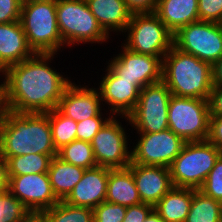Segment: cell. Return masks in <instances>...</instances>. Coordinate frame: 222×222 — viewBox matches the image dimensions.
Returning a JSON list of instances; mask_svg holds the SVG:
<instances>
[{"label": "cell", "instance_id": "1", "mask_svg": "<svg viewBox=\"0 0 222 222\" xmlns=\"http://www.w3.org/2000/svg\"><path fill=\"white\" fill-rule=\"evenodd\" d=\"M53 56L35 53L2 72L3 108L16 113H48L57 108L72 82L49 67L48 61Z\"/></svg>", "mask_w": 222, "mask_h": 222}, {"label": "cell", "instance_id": "2", "mask_svg": "<svg viewBox=\"0 0 222 222\" xmlns=\"http://www.w3.org/2000/svg\"><path fill=\"white\" fill-rule=\"evenodd\" d=\"M57 156L48 113H16L2 108L0 115V156L26 154Z\"/></svg>", "mask_w": 222, "mask_h": 222}, {"label": "cell", "instance_id": "3", "mask_svg": "<svg viewBox=\"0 0 222 222\" xmlns=\"http://www.w3.org/2000/svg\"><path fill=\"white\" fill-rule=\"evenodd\" d=\"M162 81L174 96L208 99L213 88L212 65L173 46L162 59Z\"/></svg>", "mask_w": 222, "mask_h": 222}, {"label": "cell", "instance_id": "4", "mask_svg": "<svg viewBox=\"0 0 222 222\" xmlns=\"http://www.w3.org/2000/svg\"><path fill=\"white\" fill-rule=\"evenodd\" d=\"M20 22L34 53L55 54L64 45L56 16V0H23Z\"/></svg>", "mask_w": 222, "mask_h": 222}, {"label": "cell", "instance_id": "5", "mask_svg": "<svg viewBox=\"0 0 222 222\" xmlns=\"http://www.w3.org/2000/svg\"><path fill=\"white\" fill-rule=\"evenodd\" d=\"M221 154L209 140L186 142L169 166L173 186L199 190Z\"/></svg>", "mask_w": 222, "mask_h": 222}, {"label": "cell", "instance_id": "6", "mask_svg": "<svg viewBox=\"0 0 222 222\" xmlns=\"http://www.w3.org/2000/svg\"><path fill=\"white\" fill-rule=\"evenodd\" d=\"M56 16L64 45L102 43L109 38L85 0H56Z\"/></svg>", "mask_w": 222, "mask_h": 222}, {"label": "cell", "instance_id": "7", "mask_svg": "<svg viewBox=\"0 0 222 222\" xmlns=\"http://www.w3.org/2000/svg\"><path fill=\"white\" fill-rule=\"evenodd\" d=\"M128 31V32H127ZM124 47L132 52L163 57L173 47V33L154 13H133Z\"/></svg>", "mask_w": 222, "mask_h": 222}, {"label": "cell", "instance_id": "8", "mask_svg": "<svg viewBox=\"0 0 222 222\" xmlns=\"http://www.w3.org/2000/svg\"><path fill=\"white\" fill-rule=\"evenodd\" d=\"M168 125L185 142L204 141L209 137L208 99L172 95L168 106Z\"/></svg>", "mask_w": 222, "mask_h": 222}, {"label": "cell", "instance_id": "9", "mask_svg": "<svg viewBox=\"0 0 222 222\" xmlns=\"http://www.w3.org/2000/svg\"><path fill=\"white\" fill-rule=\"evenodd\" d=\"M172 96L168 86L161 80L140 90L138 103L124 119L137 129V133H155L169 128L168 106Z\"/></svg>", "mask_w": 222, "mask_h": 222}, {"label": "cell", "instance_id": "10", "mask_svg": "<svg viewBox=\"0 0 222 222\" xmlns=\"http://www.w3.org/2000/svg\"><path fill=\"white\" fill-rule=\"evenodd\" d=\"M173 46L213 66L222 57V24L190 23L173 35Z\"/></svg>", "mask_w": 222, "mask_h": 222}, {"label": "cell", "instance_id": "11", "mask_svg": "<svg viewBox=\"0 0 222 222\" xmlns=\"http://www.w3.org/2000/svg\"><path fill=\"white\" fill-rule=\"evenodd\" d=\"M91 145L97 166L116 169L131 163L125 130L113 115L94 136Z\"/></svg>", "mask_w": 222, "mask_h": 222}, {"label": "cell", "instance_id": "12", "mask_svg": "<svg viewBox=\"0 0 222 222\" xmlns=\"http://www.w3.org/2000/svg\"><path fill=\"white\" fill-rule=\"evenodd\" d=\"M140 139L131 150V162L168 167L181 152L185 141L169 128L155 133H138Z\"/></svg>", "mask_w": 222, "mask_h": 222}, {"label": "cell", "instance_id": "13", "mask_svg": "<svg viewBox=\"0 0 222 222\" xmlns=\"http://www.w3.org/2000/svg\"><path fill=\"white\" fill-rule=\"evenodd\" d=\"M123 51L111 60L108 67L121 79L133 81L142 90L162 80V58L139 54L122 47Z\"/></svg>", "mask_w": 222, "mask_h": 222}, {"label": "cell", "instance_id": "14", "mask_svg": "<svg viewBox=\"0 0 222 222\" xmlns=\"http://www.w3.org/2000/svg\"><path fill=\"white\" fill-rule=\"evenodd\" d=\"M8 190L32 214H40L59 202L52 190L48 173L9 176Z\"/></svg>", "mask_w": 222, "mask_h": 222}, {"label": "cell", "instance_id": "15", "mask_svg": "<svg viewBox=\"0 0 222 222\" xmlns=\"http://www.w3.org/2000/svg\"><path fill=\"white\" fill-rule=\"evenodd\" d=\"M98 91L101 101L111 106V113L128 116L138 103L140 89L131 80L121 79L108 66Z\"/></svg>", "mask_w": 222, "mask_h": 222}, {"label": "cell", "instance_id": "16", "mask_svg": "<svg viewBox=\"0 0 222 222\" xmlns=\"http://www.w3.org/2000/svg\"><path fill=\"white\" fill-rule=\"evenodd\" d=\"M136 188L142 203L152 205L173 187L168 167L130 163Z\"/></svg>", "mask_w": 222, "mask_h": 222}, {"label": "cell", "instance_id": "17", "mask_svg": "<svg viewBox=\"0 0 222 222\" xmlns=\"http://www.w3.org/2000/svg\"><path fill=\"white\" fill-rule=\"evenodd\" d=\"M79 87L71 83L64 91L57 110L76 122L97 116L101 109V97L95 88Z\"/></svg>", "mask_w": 222, "mask_h": 222}, {"label": "cell", "instance_id": "18", "mask_svg": "<svg viewBox=\"0 0 222 222\" xmlns=\"http://www.w3.org/2000/svg\"><path fill=\"white\" fill-rule=\"evenodd\" d=\"M109 168L86 169L81 180L64 200L74 206L93 209L106 200Z\"/></svg>", "mask_w": 222, "mask_h": 222}, {"label": "cell", "instance_id": "19", "mask_svg": "<svg viewBox=\"0 0 222 222\" xmlns=\"http://www.w3.org/2000/svg\"><path fill=\"white\" fill-rule=\"evenodd\" d=\"M35 53L28 44L19 21L0 24V72L30 58Z\"/></svg>", "mask_w": 222, "mask_h": 222}, {"label": "cell", "instance_id": "20", "mask_svg": "<svg viewBox=\"0 0 222 222\" xmlns=\"http://www.w3.org/2000/svg\"><path fill=\"white\" fill-rule=\"evenodd\" d=\"M102 29L125 32L132 16L125 0H85Z\"/></svg>", "mask_w": 222, "mask_h": 222}, {"label": "cell", "instance_id": "21", "mask_svg": "<svg viewBox=\"0 0 222 222\" xmlns=\"http://www.w3.org/2000/svg\"><path fill=\"white\" fill-rule=\"evenodd\" d=\"M154 13L175 34L180 28L199 21L198 0H158Z\"/></svg>", "mask_w": 222, "mask_h": 222}, {"label": "cell", "instance_id": "22", "mask_svg": "<svg viewBox=\"0 0 222 222\" xmlns=\"http://www.w3.org/2000/svg\"><path fill=\"white\" fill-rule=\"evenodd\" d=\"M105 201L125 207L142 203L133 174L128 167L116 169L109 168Z\"/></svg>", "mask_w": 222, "mask_h": 222}, {"label": "cell", "instance_id": "23", "mask_svg": "<svg viewBox=\"0 0 222 222\" xmlns=\"http://www.w3.org/2000/svg\"><path fill=\"white\" fill-rule=\"evenodd\" d=\"M196 189L172 187L154 206L165 222H185Z\"/></svg>", "mask_w": 222, "mask_h": 222}, {"label": "cell", "instance_id": "24", "mask_svg": "<svg viewBox=\"0 0 222 222\" xmlns=\"http://www.w3.org/2000/svg\"><path fill=\"white\" fill-rule=\"evenodd\" d=\"M86 169L64 162L59 157L52 158L48 176L52 190L59 201H63L81 180Z\"/></svg>", "mask_w": 222, "mask_h": 222}, {"label": "cell", "instance_id": "25", "mask_svg": "<svg viewBox=\"0 0 222 222\" xmlns=\"http://www.w3.org/2000/svg\"><path fill=\"white\" fill-rule=\"evenodd\" d=\"M185 222H222V202L195 190Z\"/></svg>", "mask_w": 222, "mask_h": 222}, {"label": "cell", "instance_id": "26", "mask_svg": "<svg viewBox=\"0 0 222 222\" xmlns=\"http://www.w3.org/2000/svg\"><path fill=\"white\" fill-rule=\"evenodd\" d=\"M47 154H26L7 159L9 176L48 173L52 158Z\"/></svg>", "mask_w": 222, "mask_h": 222}, {"label": "cell", "instance_id": "27", "mask_svg": "<svg viewBox=\"0 0 222 222\" xmlns=\"http://www.w3.org/2000/svg\"><path fill=\"white\" fill-rule=\"evenodd\" d=\"M40 215L46 222H94L93 209L59 201Z\"/></svg>", "mask_w": 222, "mask_h": 222}, {"label": "cell", "instance_id": "28", "mask_svg": "<svg viewBox=\"0 0 222 222\" xmlns=\"http://www.w3.org/2000/svg\"><path fill=\"white\" fill-rule=\"evenodd\" d=\"M57 157L64 162L91 169L97 166L94 159L92 145L82 140H73L57 150Z\"/></svg>", "mask_w": 222, "mask_h": 222}, {"label": "cell", "instance_id": "29", "mask_svg": "<svg viewBox=\"0 0 222 222\" xmlns=\"http://www.w3.org/2000/svg\"><path fill=\"white\" fill-rule=\"evenodd\" d=\"M51 135L56 150L76 140L77 122L67 118L57 109L48 112Z\"/></svg>", "mask_w": 222, "mask_h": 222}, {"label": "cell", "instance_id": "30", "mask_svg": "<svg viewBox=\"0 0 222 222\" xmlns=\"http://www.w3.org/2000/svg\"><path fill=\"white\" fill-rule=\"evenodd\" d=\"M32 213L9 190L0 193V222H24Z\"/></svg>", "mask_w": 222, "mask_h": 222}, {"label": "cell", "instance_id": "31", "mask_svg": "<svg viewBox=\"0 0 222 222\" xmlns=\"http://www.w3.org/2000/svg\"><path fill=\"white\" fill-rule=\"evenodd\" d=\"M199 190L206 196L222 202V154L215 161L214 167Z\"/></svg>", "mask_w": 222, "mask_h": 222}, {"label": "cell", "instance_id": "32", "mask_svg": "<svg viewBox=\"0 0 222 222\" xmlns=\"http://www.w3.org/2000/svg\"><path fill=\"white\" fill-rule=\"evenodd\" d=\"M127 207L119 204L102 202L93 208L94 222H122L125 218Z\"/></svg>", "mask_w": 222, "mask_h": 222}, {"label": "cell", "instance_id": "33", "mask_svg": "<svg viewBox=\"0 0 222 222\" xmlns=\"http://www.w3.org/2000/svg\"><path fill=\"white\" fill-rule=\"evenodd\" d=\"M102 112L97 116L88 118L77 122L76 128V140H82L91 143L97 132L104 126V124L111 118V114L108 118L101 117Z\"/></svg>", "mask_w": 222, "mask_h": 222}, {"label": "cell", "instance_id": "34", "mask_svg": "<svg viewBox=\"0 0 222 222\" xmlns=\"http://www.w3.org/2000/svg\"><path fill=\"white\" fill-rule=\"evenodd\" d=\"M200 21L222 24V0H198Z\"/></svg>", "mask_w": 222, "mask_h": 222}, {"label": "cell", "instance_id": "35", "mask_svg": "<svg viewBox=\"0 0 222 222\" xmlns=\"http://www.w3.org/2000/svg\"><path fill=\"white\" fill-rule=\"evenodd\" d=\"M23 0H0V24L20 20Z\"/></svg>", "mask_w": 222, "mask_h": 222}, {"label": "cell", "instance_id": "36", "mask_svg": "<svg viewBox=\"0 0 222 222\" xmlns=\"http://www.w3.org/2000/svg\"><path fill=\"white\" fill-rule=\"evenodd\" d=\"M154 209L152 205L140 203L127 207L125 218L122 222H144L149 213Z\"/></svg>", "mask_w": 222, "mask_h": 222}, {"label": "cell", "instance_id": "37", "mask_svg": "<svg viewBox=\"0 0 222 222\" xmlns=\"http://www.w3.org/2000/svg\"><path fill=\"white\" fill-rule=\"evenodd\" d=\"M208 140L222 151V116H210Z\"/></svg>", "mask_w": 222, "mask_h": 222}, {"label": "cell", "instance_id": "38", "mask_svg": "<svg viewBox=\"0 0 222 222\" xmlns=\"http://www.w3.org/2000/svg\"><path fill=\"white\" fill-rule=\"evenodd\" d=\"M208 103L210 116H222V86H213Z\"/></svg>", "mask_w": 222, "mask_h": 222}, {"label": "cell", "instance_id": "39", "mask_svg": "<svg viewBox=\"0 0 222 222\" xmlns=\"http://www.w3.org/2000/svg\"><path fill=\"white\" fill-rule=\"evenodd\" d=\"M158 0H125L132 13L155 12Z\"/></svg>", "mask_w": 222, "mask_h": 222}, {"label": "cell", "instance_id": "40", "mask_svg": "<svg viewBox=\"0 0 222 222\" xmlns=\"http://www.w3.org/2000/svg\"><path fill=\"white\" fill-rule=\"evenodd\" d=\"M9 179L7 160L0 156V193L8 190Z\"/></svg>", "mask_w": 222, "mask_h": 222}, {"label": "cell", "instance_id": "41", "mask_svg": "<svg viewBox=\"0 0 222 222\" xmlns=\"http://www.w3.org/2000/svg\"><path fill=\"white\" fill-rule=\"evenodd\" d=\"M213 86H222V57L212 66Z\"/></svg>", "mask_w": 222, "mask_h": 222}, {"label": "cell", "instance_id": "42", "mask_svg": "<svg viewBox=\"0 0 222 222\" xmlns=\"http://www.w3.org/2000/svg\"><path fill=\"white\" fill-rule=\"evenodd\" d=\"M144 222H165L160 215L153 209L146 217Z\"/></svg>", "mask_w": 222, "mask_h": 222}, {"label": "cell", "instance_id": "43", "mask_svg": "<svg viewBox=\"0 0 222 222\" xmlns=\"http://www.w3.org/2000/svg\"><path fill=\"white\" fill-rule=\"evenodd\" d=\"M24 222H46V221L44 220V218L40 214H32Z\"/></svg>", "mask_w": 222, "mask_h": 222}, {"label": "cell", "instance_id": "44", "mask_svg": "<svg viewBox=\"0 0 222 222\" xmlns=\"http://www.w3.org/2000/svg\"><path fill=\"white\" fill-rule=\"evenodd\" d=\"M2 108H3V106H2V92H1V85H0V115L2 113Z\"/></svg>", "mask_w": 222, "mask_h": 222}]
</instances>
